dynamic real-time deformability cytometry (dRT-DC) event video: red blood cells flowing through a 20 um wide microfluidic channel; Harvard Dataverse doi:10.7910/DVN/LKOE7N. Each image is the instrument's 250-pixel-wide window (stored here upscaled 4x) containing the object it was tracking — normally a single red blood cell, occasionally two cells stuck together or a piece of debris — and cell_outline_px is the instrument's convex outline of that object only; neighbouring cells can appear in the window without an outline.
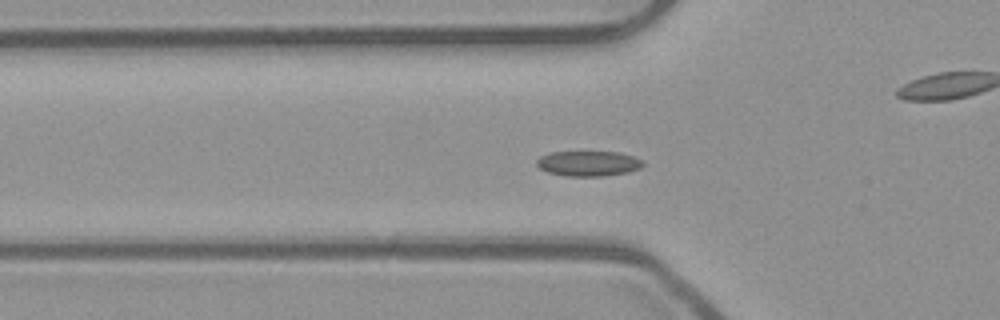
{"species": "common noctule bat (a hibernating species)", "species_latin": "Nyctalus noctula", "temperature_condition": "room temperature", "stored_images_in_passage": 39, "camera_frame_rate_fps": 3000, "um_per_image_px": 0.085, "animal": {"sex": "male", "body_mass_g": 23.1, "forearm_length_mm": 52.7}, "frame": {"image": 1, "passage_image": 3, "time_ms": 0.667, "image_size_px": [1000, 320], "cell_outline_px": [[644, 164], [640, 168], [628, 172], [604, 176], [564, 176], [548, 172], [540, 168], [536, 164], [536, 160], [540, 156], [548, 152], [620, 152], [644, 160]], "centroid_in_image_um": [50.01, 13.89], "position_along_channel_um": 75.8, "area_um2": 15.72}}
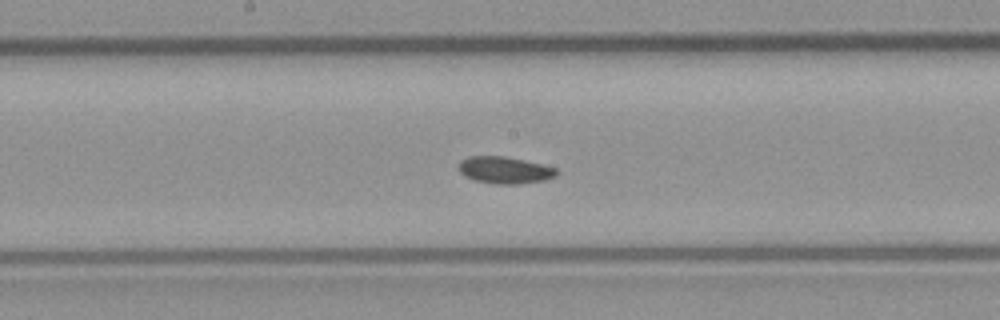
{"frame": {"image": 2, "passage_image": 13, "time_ms": 4.0, "image_size_px": [1000, 320], "cell_outline_px": [[560, 172], [556, 176], [544, 180], [520, 184], [496, 184], [472, 180], [464, 176], [460, 172], [460, 160], [468, 156], [504, 156], [524, 160], [556, 168]], "centroid_in_image_um": [42.9, 14.46], "position_along_channel_um": 205.3, "area_um2": 15.43}}
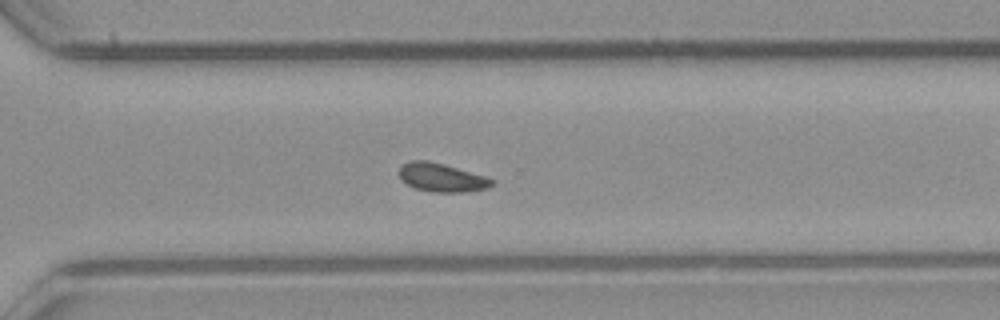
{"frame": {"image": 3, "passage_image": 23, "time_ms": 7.333, "image_size_px": [1000, 320], "cell_outline_px": [[496, 184], [488, 188], [464, 192], [432, 192], [416, 188], [400, 180], [400, 164], [412, 160], [424, 160], [444, 164], [484, 176], [496, 180]], "centroid_in_image_um": [37.56, 15.09], "position_along_channel_um": 333.0, "area_um2": 15.43}, "authors_computed_cell_mechanics": {"area_um2": 15.2014, "velocity_mm_per_s": 3.8461, "shape_relaxation_time_tau1_ms": 4.3541, "shape_relaxation_time_tau2_ms": 10.0865, "deformation_change_tau1": 0.0636, "deformation_change_tau2": 0.1159}}